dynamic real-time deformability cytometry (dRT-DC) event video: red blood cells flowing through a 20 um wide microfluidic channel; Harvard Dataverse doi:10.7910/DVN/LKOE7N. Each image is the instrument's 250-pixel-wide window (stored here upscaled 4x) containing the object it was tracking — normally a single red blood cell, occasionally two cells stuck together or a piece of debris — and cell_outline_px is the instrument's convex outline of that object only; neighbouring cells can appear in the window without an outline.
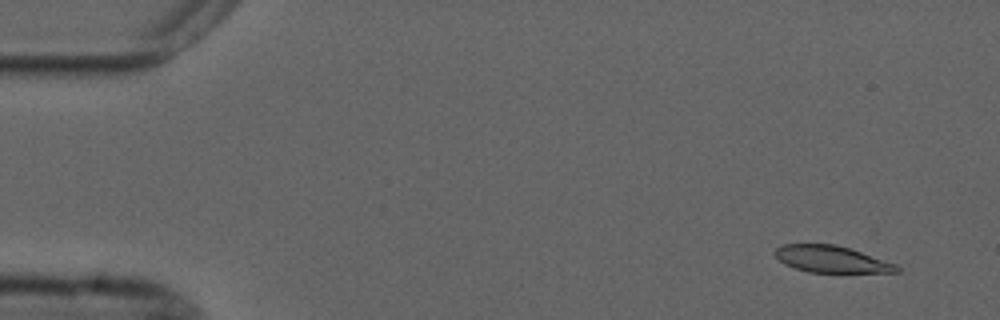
{"species": "common noctule bat (a hibernating species)", "species_latin": "Nyctalus noctula", "temperature_condition": "cold", "stored_images_in_passage": 52, "camera_frame_rate_fps": 3000, "um_per_image_px": 0.085, "animal": {"sex": "male", "forearm_length_mm": 52.5}, "frame": {"image": 1, "passage_image": 1, "time_ms": 0.0, "image_size_px": [1000, 320], "cell_outline_px": [[900, 272], [808, 272], [784, 264], [772, 252], [776, 248], [784, 244], [836, 244], [896, 264], [900, 268]], "centroid_in_image_um": [70.64, 22.03], "position_along_channel_um": 14.4, "area_um2": 18.73}}
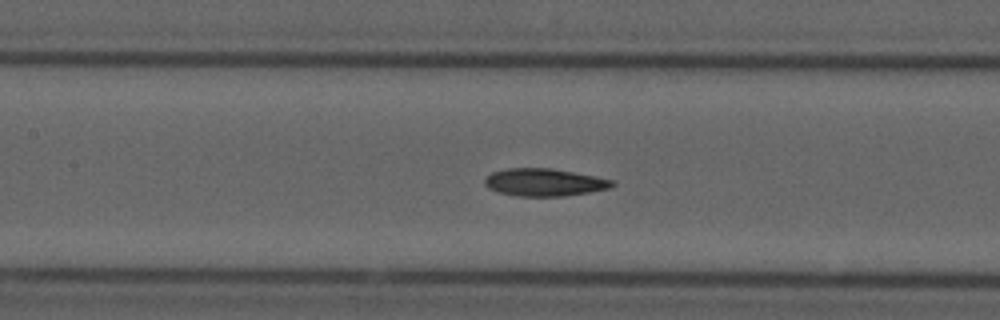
{"frame": {"image": 2, "passage_image": 22, "time_ms": 7.0, "image_size_px": [1000, 320], "cell_outline_px": [[616, 184], [608, 188], [588, 192], [564, 196], [516, 196], [500, 192], [488, 188], [484, 184], [484, 180], [492, 172], [508, 168], [552, 168], [596, 176], [616, 180]], "centroid_in_image_um": [46.29, 15.49], "position_along_channel_um": 161.1, "area_um2": 20.46}}
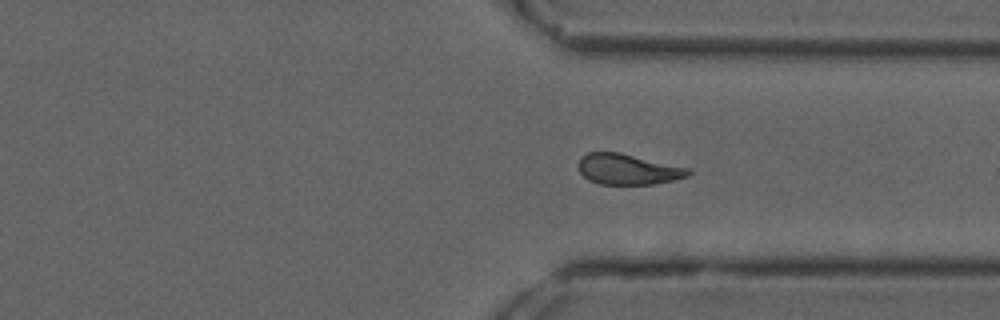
{"frame": {"image": 3, "passage_image": 38, "time_ms": 12.333, "image_size_px": [1000, 320], "cell_outline_px": [[692, 172], [688, 176], [672, 180], [652, 184], [600, 184], [588, 180], [580, 172], [576, 164], [580, 156], [588, 152], [620, 152], [688, 168]], "centroid_in_image_um": [53.31, 14.38], "position_along_channel_um": 358.1, "area_um2": 19.65}, "authors_computed_cell_mechanics": {"area_um2": 20.4901, "velocity_mm_per_s": 3.7088, "shape_relaxation_time_tau1_ms": null, "shape_relaxation_time_tau2_ms": 5.2302, "deformation_change_tau1": null, "deformation_change_tau2": 0.1352}}